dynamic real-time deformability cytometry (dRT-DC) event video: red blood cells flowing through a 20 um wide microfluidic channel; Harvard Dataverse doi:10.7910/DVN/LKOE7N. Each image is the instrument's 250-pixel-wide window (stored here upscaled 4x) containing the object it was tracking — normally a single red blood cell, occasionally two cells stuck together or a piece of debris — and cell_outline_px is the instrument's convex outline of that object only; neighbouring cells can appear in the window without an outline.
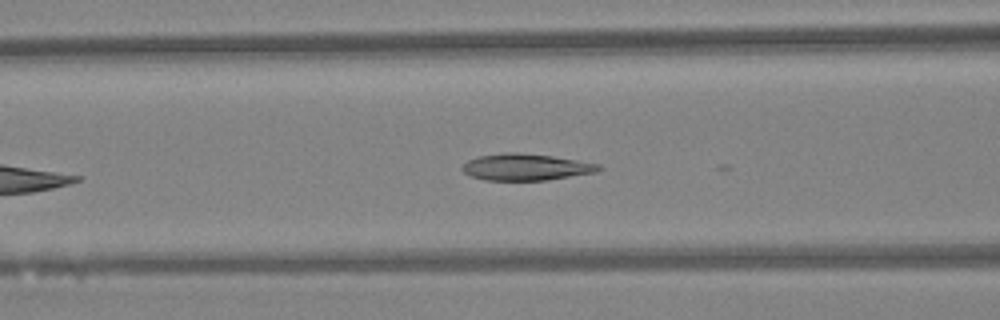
{"species": "Egyptian fruit bat (a non-hibernating species)", "species_latin": "Rousettus aegyptiacus", "temperature_condition": "warm", "stored_images_in_passage": 16, "camera_frame_rate_fps": 3000, "um_per_image_px": 0.085, "animal": {"sex": "female"}, "frame": {"image": 1, "passage_image": 9, "time_ms": 2.667, "image_size_px": [1000, 320], "cell_outline_px": [[604, 168], [596, 172], [548, 180], [484, 180], [472, 176], [464, 172], [460, 168], [468, 160], [476, 156], [504, 152], [516, 152], [552, 156], [600, 164]], "centroid_in_image_um": [44.69, 14.19], "position_along_channel_um": 121.9, "area_um2": 21.21}}
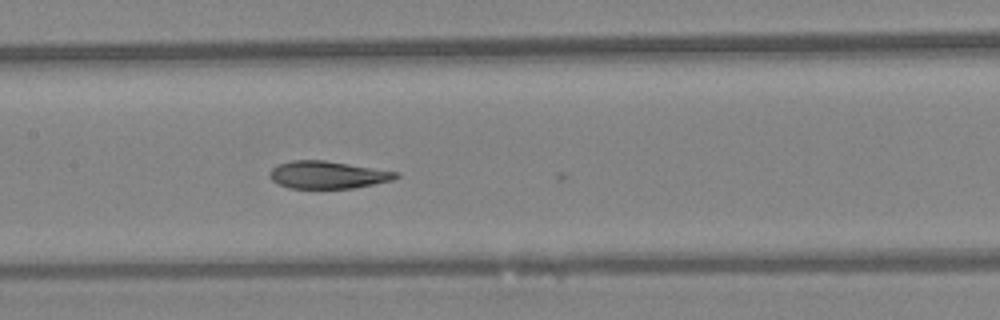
{"frame": {"image": 2, "passage_image": 13, "time_ms": 4.0, "image_size_px": [1000, 320], "cell_outline_px": [[400, 176], [392, 180], [352, 188], [288, 188], [272, 180], [268, 176], [268, 172], [272, 168], [280, 164], [292, 160], [324, 160], [400, 172]], "centroid_in_image_um": [27.84, 14.86], "position_along_channel_um": 179.6, "area_um2": 20.11}}